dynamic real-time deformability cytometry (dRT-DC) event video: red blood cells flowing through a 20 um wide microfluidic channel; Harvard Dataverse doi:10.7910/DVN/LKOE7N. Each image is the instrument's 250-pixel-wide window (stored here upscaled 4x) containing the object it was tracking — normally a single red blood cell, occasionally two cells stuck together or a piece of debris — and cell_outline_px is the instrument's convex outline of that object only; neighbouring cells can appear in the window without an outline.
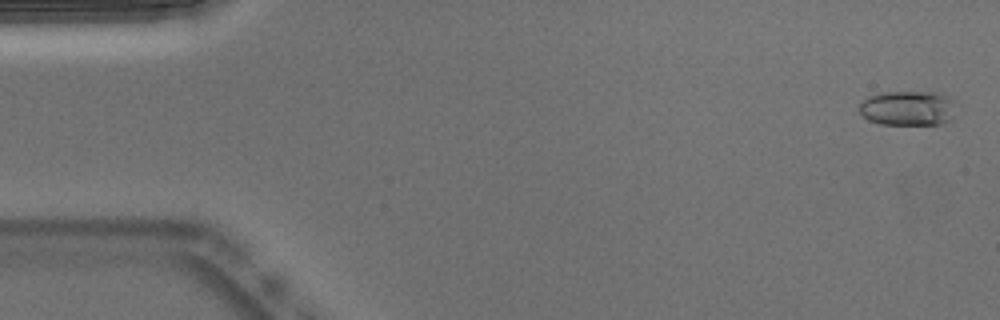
{"species": "Egyptian fruit bat (a non-hibernating species)", "species_latin": "Rousettus aegyptiacus", "temperature_condition": "warm", "stored_images_in_passage": 53, "camera_frame_rate_fps": 3000, "um_per_image_px": 0.085, "animal": {"sex": "male"}, "frame": {"image": 1, "passage_image": 2, "time_ms": 0.333, "image_size_px": [1000, 320], "cell_outline_px": [[960, 104], [952, 116], [948, 120], [940, 124], [880, 124], [868, 120], [860, 112], [860, 104], [868, 96], [884, 92], [944, 92]], "centroid_in_image_um": [77.26, 9.17], "position_along_channel_um": 7.7, "area_um2": 20.0}}
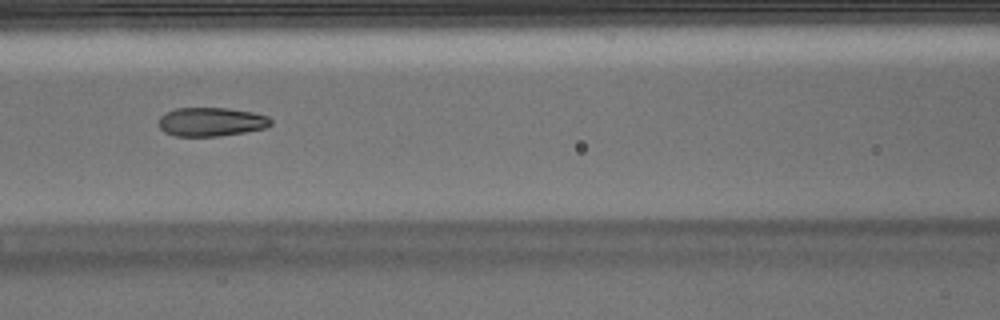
{"frame": {"image": 2, "passage_image": 23, "time_ms": 7.333, "image_size_px": [1000, 320], "cell_outline_px": [[272, 124], [264, 128], [244, 132], [220, 136], [176, 136], [164, 132], [160, 128], [160, 116], [164, 112], [176, 108], [228, 108], [252, 112], [268, 116], [272, 120]], "centroid_in_image_um": [17.94, 10.35], "position_along_channel_um": 148.7, "area_um2": 18.84}}
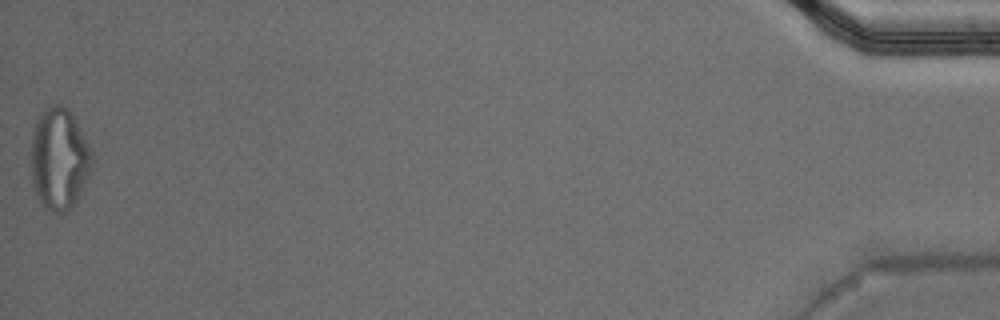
{"frame": {"image": 3, "passage_image": 53, "time_ms": 17.333, "image_size_px": [1000, 320], "cell_outline_px": [[96, 156], [92, 172], [76, 200], [68, 212], [56, 212], [44, 208], [40, 204], [36, 196], [32, 184], [32, 132], [36, 120], [52, 104], [60, 104], [68, 108], [72, 112], [92, 148]], "centroid_in_image_um": [5.09, 13.51], "position_along_channel_um": 430.1, "area_um2": 36.88}, "authors_computed_cell_mechanics": {"area_um2": 19.652, "velocity_mm_per_s": 3.816, "shape_relaxation_time_tau1_ms": 7.1091, "shape_relaxation_time_tau2_ms": 1.7328, "deformation_change_tau1": 0.2452, "deformation_change_tau2": 0.092}}